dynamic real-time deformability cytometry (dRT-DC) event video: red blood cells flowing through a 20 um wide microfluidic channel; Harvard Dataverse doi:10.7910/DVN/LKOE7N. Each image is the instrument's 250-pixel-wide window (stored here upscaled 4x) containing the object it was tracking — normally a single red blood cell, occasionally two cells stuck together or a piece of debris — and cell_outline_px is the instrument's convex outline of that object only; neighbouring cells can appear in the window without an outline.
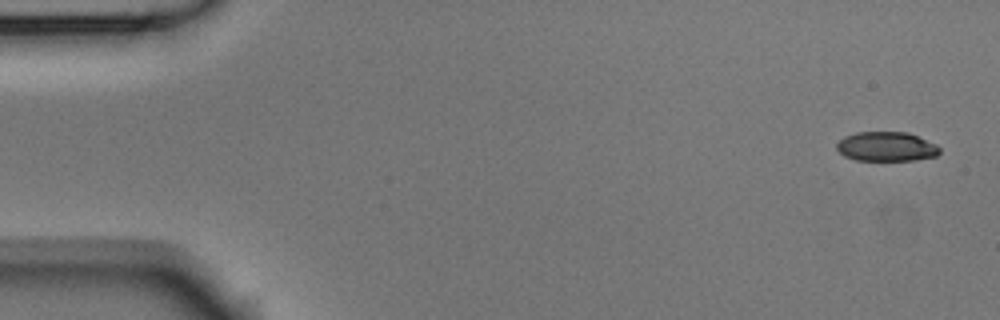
{"species": "Egyptian fruit bat (a non-hibernating species)", "species_latin": "Rousettus aegyptiacus", "temperature_condition": "room temperature", "stored_images_in_passage": 6, "camera_frame_rate_fps": 3000, "um_per_image_px": 0.085, "animal": {"sex": "male"}, "frame": {"image": 1, "passage_image": 1, "time_ms": 0.0, "image_size_px": [1000, 320], "cell_outline_px": [[940, 152], [936, 156], [916, 160], [856, 160], [844, 156], [836, 148], [836, 144], [844, 136], [856, 132], [908, 132], [936, 144], [940, 148]], "centroid_in_image_um": [75.34, 12.46], "position_along_channel_um": 9.7, "area_um2": 17.69}}
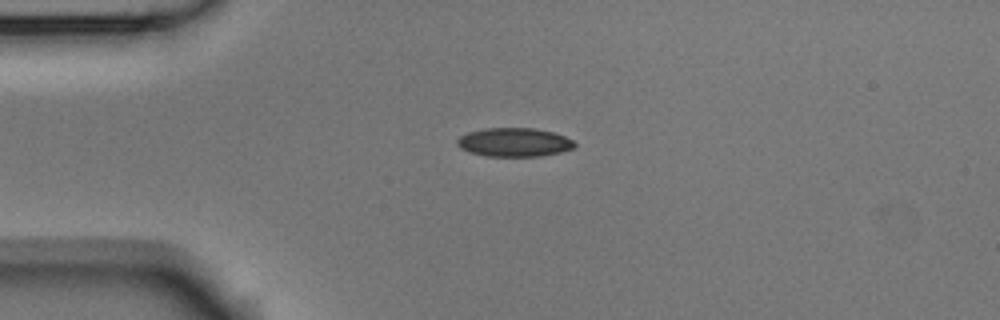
{"frame": {"image": 2, "passage_image": 4, "time_ms": 1.0, "image_size_px": [1000, 320], "cell_outline_px": [[576, 148], [560, 152], [540, 156], [488, 156], [468, 152], [460, 148], [456, 144], [456, 140], [460, 136], [468, 132], [484, 128], [532, 128], [552, 132], [564, 136], [572, 140], [576, 144]], "centroid_in_image_um": [43.69, 12.09], "position_along_channel_um": 41.3, "area_um2": 19.71}}